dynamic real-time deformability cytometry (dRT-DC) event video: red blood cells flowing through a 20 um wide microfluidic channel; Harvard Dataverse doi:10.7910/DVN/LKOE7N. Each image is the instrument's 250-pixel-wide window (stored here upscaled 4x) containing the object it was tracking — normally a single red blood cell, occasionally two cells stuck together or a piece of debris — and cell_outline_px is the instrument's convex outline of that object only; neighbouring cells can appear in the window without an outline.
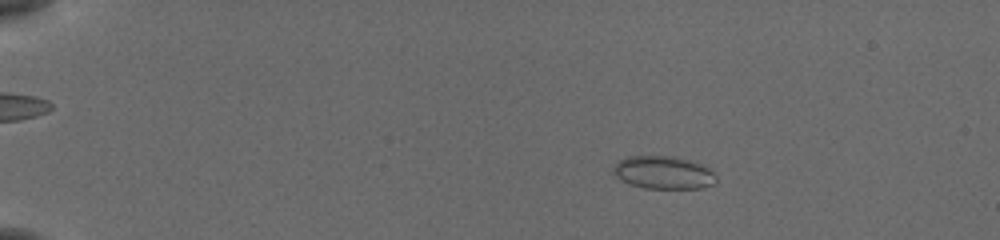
{"species": "common noctule bat (a hibernating species)", "species_latin": "Nyctalus noctula", "temperature_condition": "cold", "stored_images_in_passage": 56, "camera_frame_rate_fps": 3000, "um_per_image_px": 0.085, "animal": {"sex": "female", "body_mass_g": 19.5, "forearm_length_mm": 54.1}, "frame": {"image": 1, "passage_image": 11, "time_ms": 3.333, "image_size_px": [1000, 240], "cell_outline_px": [[716, 184], [700, 188], [644, 188], [632, 184], [616, 176], [616, 164], [620, 160], [628, 156], [664, 156], [684, 160], [708, 168], [716, 176]], "centroid_in_image_um": [56.42, 14.69], "position_along_channel_um": 28.6, "area_um2": 18.9}}
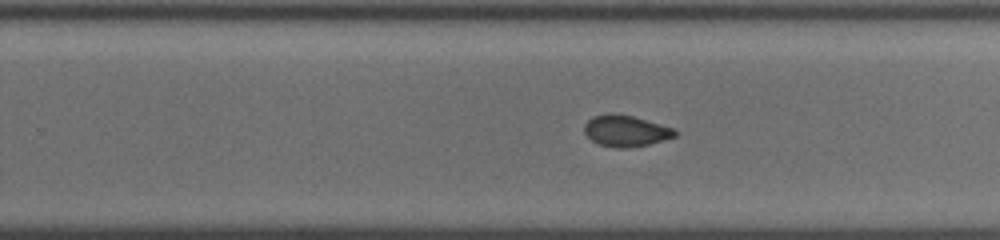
{"frame": {"image": 2, "passage_image": 38, "time_ms": 12.333, "image_size_px": [1000, 240], "cell_outline_px": [[676, 136], [648, 144], [624, 148], [616, 148], [600, 144], [592, 140], [584, 132], [584, 124], [592, 116], [632, 116], [676, 128]], "centroid_in_image_um": [53.22, 11.15], "position_along_channel_um": 276.6, "area_um2": 15.9}}
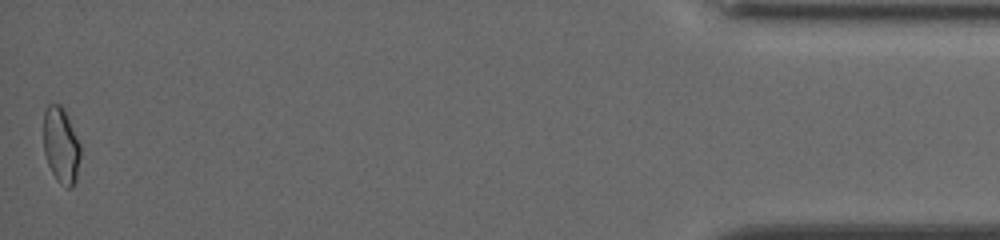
{"frame": {"image": 3, "passage_image": 56, "time_ms": 18.333, "image_size_px": [1000, 240], "cell_outline_px": [[80, 156], [76, 180], [72, 188], [68, 188], [60, 184], [56, 180], [48, 164], [44, 152], [44, 112], [48, 104], [60, 104], [64, 108], [80, 144]], "centroid_in_image_um": [5.19, 12.37], "position_along_channel_um": 430.0, "area_um2": 16.36}, "authors_computed_cell_mechanics": {"area_um2": 17.2244, "velocity_mm_per_s": 3.8279, "shape_relaxation_time_tau1_ms": null, "shape_relaxation_time_tau2_ms": 1.8455, "deformation_change_tau1": null, "deformation_change_tau2": 0.0629}}